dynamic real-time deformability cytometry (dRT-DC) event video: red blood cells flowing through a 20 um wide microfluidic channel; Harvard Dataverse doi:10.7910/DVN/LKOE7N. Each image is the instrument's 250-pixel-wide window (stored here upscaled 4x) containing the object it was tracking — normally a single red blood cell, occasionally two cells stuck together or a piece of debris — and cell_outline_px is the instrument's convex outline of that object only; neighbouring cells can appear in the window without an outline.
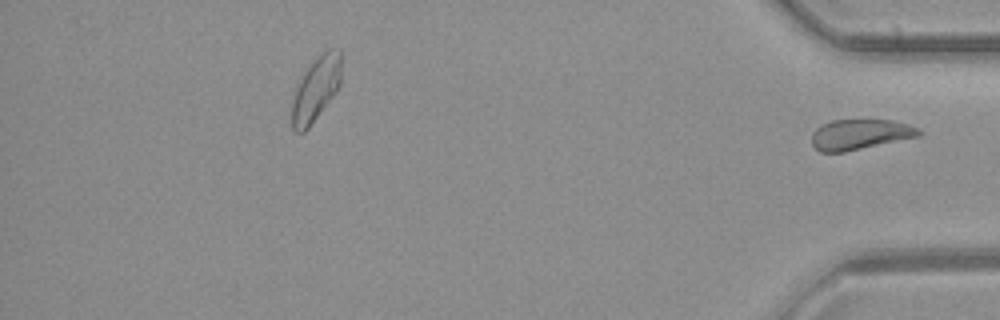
{"species": "common noctule bat (a hibernating species)", "species_latin": "Nyctalus noctula", "temperature_condition": "room temperature", "stored_images_in_passage": 33, "segment_of_instrument_passage": [2, 2], "camera_frame_rate_fps": 3000, "um_per_image_px": 0.085, "animal": {"sex": "female", "body_mass_g": 21.9}, "frame": {"image": 1, "passage_image": 33, "time_ms": 10.667, "image_size_px": [1000, 320], "cell_outline_px": [[920, 136], [844, 152], [820, 152], [812, 144], [812, 132], [820, 124], [832, 120], [896, 120], [920, 128]], "centroid_in_image_um": [73.09, 11.41], "position_along_channel_um": 362.1, "area_um2": 19.02}}